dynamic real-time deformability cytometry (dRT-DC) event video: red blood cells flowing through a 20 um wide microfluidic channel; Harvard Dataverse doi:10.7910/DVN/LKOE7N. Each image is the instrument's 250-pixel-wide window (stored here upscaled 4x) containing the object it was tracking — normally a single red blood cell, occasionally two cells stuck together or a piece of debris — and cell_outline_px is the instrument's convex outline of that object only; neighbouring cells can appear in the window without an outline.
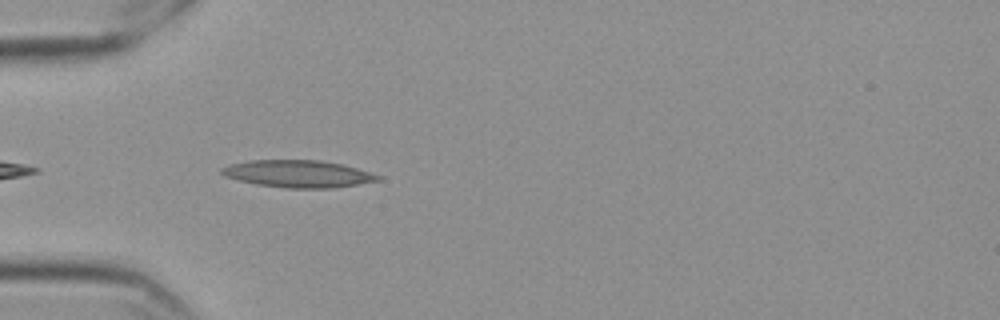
{"species": "Egyptian fruit bat (a non-hibernating species)", "species_latin": "Rousettus aegyptiacus", "temperature_condition": "cold", "stored_images_in_passage": 22, "camera_frame_rate_fps": 3000, "um_per_image_px": 0.085, "frame": {"image": 1, "passage_image": 3, "time_ms": 0.667, "image_size_px": [1000, 320], "cell_outline_px": [[384, 176], [380, 180], [360, 184], [332, 188], [284, 188], [256, 184], [224, 176], [220, 172], [220, 168], [232, 164], [252, 160], [320, 160], [344, 164]], "centroid_in_image_um": [25.4, 14.77], "position_along_channel_um": 59.6, "area_um2": 24.91}}
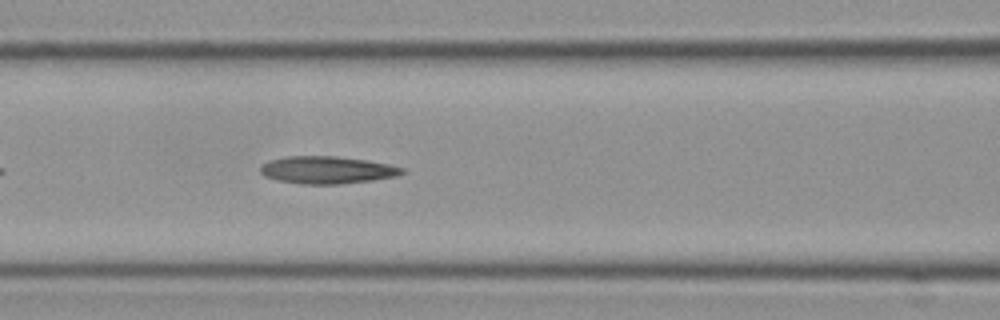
{"frame": {"image": 2, "passage_image": 10, "time_ms": 3.0, "image_size_px": [1000, 320], "cell_outline_px": [[404, 172], [396, 176], [372, 180], [340, 184], [300, 184], [276, 180], [264, 176], [260, 172], [260, 168], [264, 164], [272, 160], [284, 156], [336, 156], [368, 160], [388, 164], [404, 168]], "centroid_in_image_um": [27.79, 14.45], "position_along_channel_um": 138.8, "area_um2": 22.6}}
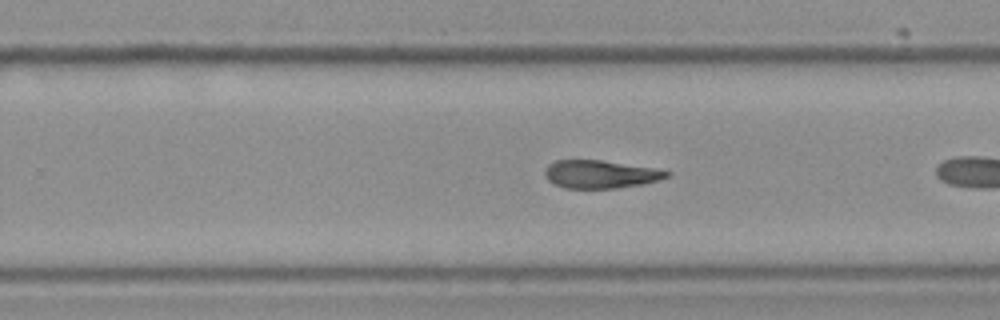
{"frame": {"image": 3, "passage_image": 19, "time_ms": 6.0, "image_size_px": [1000, 320], "cell_outline_px": [[672, 176], [660, 180], [644, 184], [616, 188], [564, 188], [548, 180], [544, 172], [544, 168], [548, 164], [556, 160], [600, 160], [656, 168], [672, 172]], "centroid_in_image_um": [51.08, 14.81], "position_along_channel_um": 278.7, "area_um2": 20.06}}